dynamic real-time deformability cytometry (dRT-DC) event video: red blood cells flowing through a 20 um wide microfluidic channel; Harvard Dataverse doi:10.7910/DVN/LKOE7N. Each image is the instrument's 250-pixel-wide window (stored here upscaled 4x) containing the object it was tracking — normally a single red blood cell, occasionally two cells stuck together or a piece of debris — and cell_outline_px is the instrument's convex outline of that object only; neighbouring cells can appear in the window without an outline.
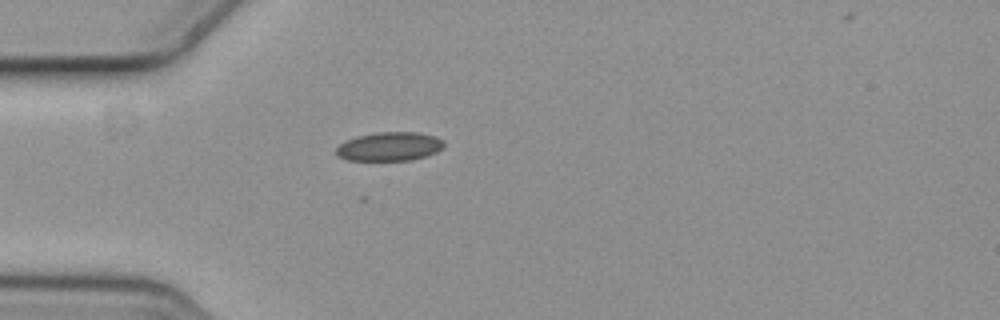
{"species": "common noctule bat (a hibernating species)", "species_latin": "Nyctalus noctula", "temperature_condition": "cold", "stored_images_in_passage": 4, "camera_frame_rate_fps": 3000, "um_per_image_px": 0.085, "animal": {"sex": "female", "body_mass_g": 19.3, "forearm_length_mm": 54.1}, "frame": {"image": 1, "passage_image": 4, "time_ms": 1.0, "image_size_px": [1000, 320], "cell_outline_px": [[444, 148], [436, 152], [412, 160], [344, 160], [336, 156], [336, 148], [340, 144], [356, 136], [376, 132], [420, 132], [436, 136], [444, 140]], "centroid_in_image_um": [33.12, 12.45], "position_along_channel_um": 51.9, "area_um2": 18.26}}